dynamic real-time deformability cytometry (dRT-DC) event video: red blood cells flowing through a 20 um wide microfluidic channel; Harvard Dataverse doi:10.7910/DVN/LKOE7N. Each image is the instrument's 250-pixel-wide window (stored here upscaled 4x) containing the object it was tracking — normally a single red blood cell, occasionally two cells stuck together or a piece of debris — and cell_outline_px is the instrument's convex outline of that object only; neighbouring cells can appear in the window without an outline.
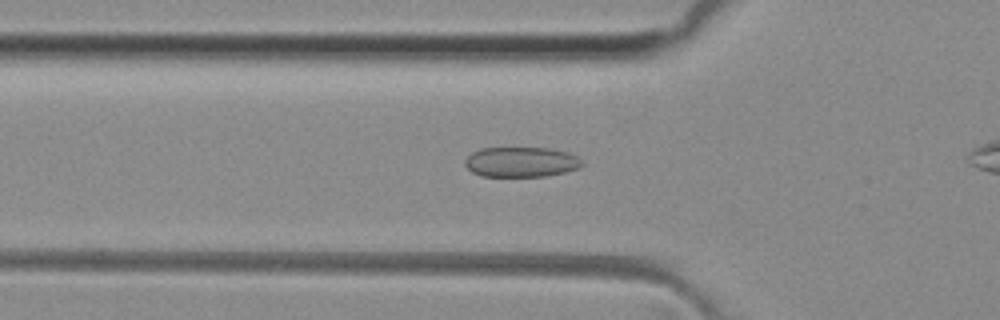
{"species": "common noctule bat (a hibernating species)", "species_latin": "Nyctalus noctula", "temperature_condition": "room temperature", "stored_images_in_passage": 41, "camera_frame_rate_fps": 3000, "um_per_image_px": 0.085, "animal": {"sex": "female", "body_mass_g": 29.2, "forearm_length_mm": 56.3}, "frame": {"image": 1, "passage_image": 17, "time_ms": 5.333, "image_size_px": [1000, 320], "cell_outline_px": [[584, 164], [580, 168], [564, 172], [544, 176], [480, 176], [472, 172], [464, 164], [464, 160], [472, 152], [480, 148], [552, 148], [568, 152], [584, 160]], "centroid_in_image_um": [44.31, 13.76], "position_along_channel_um": 81.5, "area_um2": 20.69}}
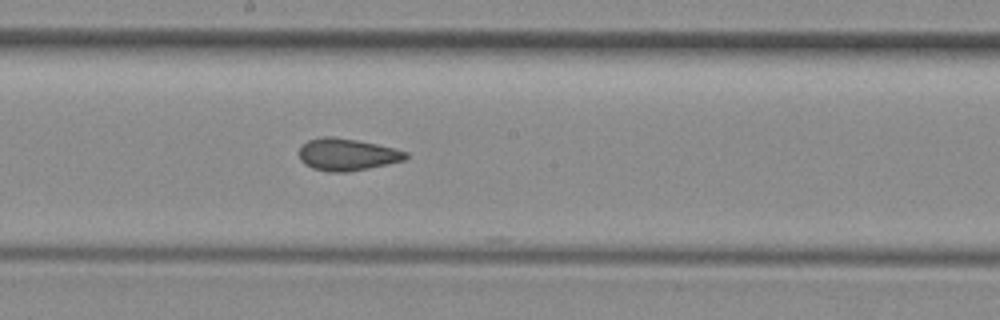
{"frame": {"image": 2, "passage_image": 27, "time_ms": 8.667, "image_size_px": [1000, 320], "cell_outline_px": [[408, 156], [404, 160], [368, 168], [348, 172], [328, 172], [312, 168], [304, 164], [300, 160], [300, 148], [308, 140], [324, 136], [332, 136], [356, 140], [376, 144], [408, 152]], "centroid_in_image_um": [29.47, 13.14], "position_along_channel_um": 218.7, "area_um2": 19.77}}
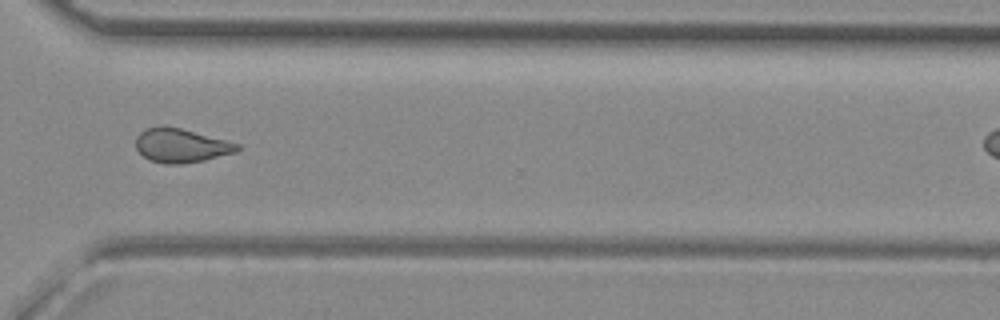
{"frame": {"image": 3, "passage_image": 37, "time_ms": 12.0, "image_size_px": [1000, 320], "cell_outline_px": [[240, 148], [236, 152], [204, 160], [180, 164], [164, 164], [148, 160], [136, 148], [136, 136], [144, 128], [180, 128], [240, 144]], "centroid_in_image_um": [15.38, 12.4], "position_along_channel_um": 355.2, "area_um2": 19.65}}